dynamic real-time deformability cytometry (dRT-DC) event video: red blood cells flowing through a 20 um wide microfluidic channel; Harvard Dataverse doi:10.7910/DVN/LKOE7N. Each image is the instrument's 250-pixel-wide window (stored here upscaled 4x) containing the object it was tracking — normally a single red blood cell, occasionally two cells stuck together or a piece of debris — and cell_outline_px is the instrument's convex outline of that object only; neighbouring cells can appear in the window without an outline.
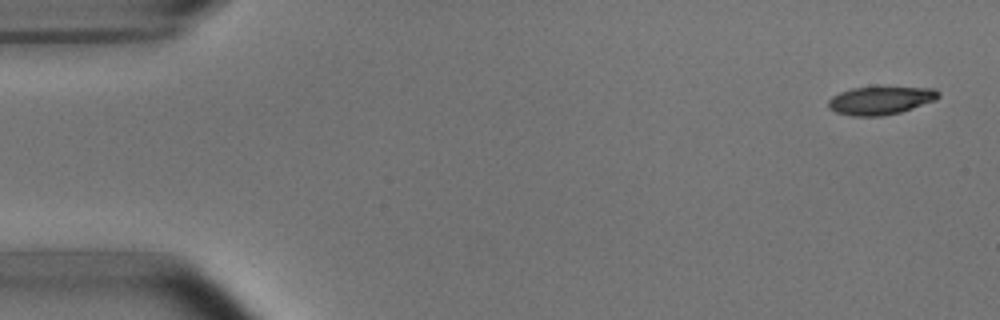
{"species": "common noctule bat (a hibernating species)", "species_latin": "Nyctalus noctula", "temperature_condition": "room temperature", "stored_images_in_passage": 6, "camera_frame_rate_fps": 3000, "um_per_image_px": 0.085, "animal": {"sex": "male", "body_mass_g": 15.6}, "frame": {"image": 1, "passage_image": 1, "time_ms": 0.0, "image_size_px": [1000, 320], "cell_outline_px": [[940, 96], [936, 100], [900, 112], [884, 116], [852, 116], [836, 112], [828, 108], [828, 100], [832, 96], [840, 92], [852, 88], [936, 88], [940, 92]], "centroid_in_image_um": [74.83, 8.55], "position_along_channel_um": 10.2, "area_um2": 17.86}}
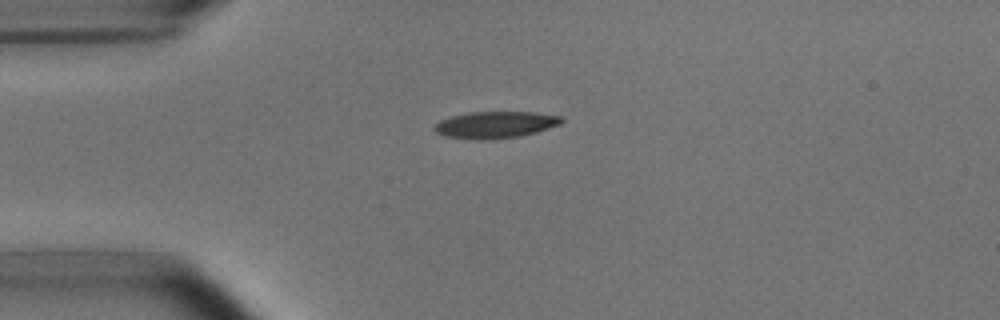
{"frame": {"image": 2, "passage_image": 4, "time_ms": 3.667, "image_size_px": [1000, 320], "cell_outline_px": [[564, 120], [560, 124], [536, 132], [520, 136], [480, 140], [444, 136], [436, 132], [436, 124], [440, 120], [452, 116], [468, 112], [532, 112], [560, 116]], "centroid_in_image_um": [42.11, 10.6], "position_along_channel_um": 42.9, "area_um2": 19.54}}